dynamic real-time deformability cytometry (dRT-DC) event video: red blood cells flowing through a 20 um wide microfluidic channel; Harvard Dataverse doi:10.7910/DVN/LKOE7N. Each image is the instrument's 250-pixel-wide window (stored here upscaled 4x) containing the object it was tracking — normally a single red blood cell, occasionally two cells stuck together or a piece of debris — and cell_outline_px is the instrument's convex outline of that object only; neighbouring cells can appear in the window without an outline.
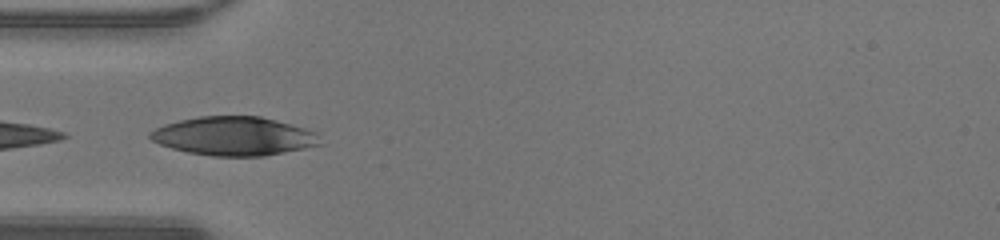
{"species": "human", "species_latin": "Homo sapiens", "temperature_condition": "warm", "stored_images_in_passage": 32, "camera_frame_rate_fps": 3000, "um_per_image_px": 0.085, "donor": {"sex": "male"}, "frame": {"image": 1, "passage_image": 1, "time_ms": 0.0, "image_size_px": [1000, 240], "cell_outline_px": [[324, 144], [264, 156], [212, 156], [188, 152], [172, 148], [160, 144], [152, 140], [148, 136], [148, 132], [164, 124], [180, 120], [200, 116], [260, 116], [292, 124], [316, 132]], "centroid_in_image_um": [19.89, 11.57], "position_along_channel_um": 65.1, "area_um2": 38.38}}
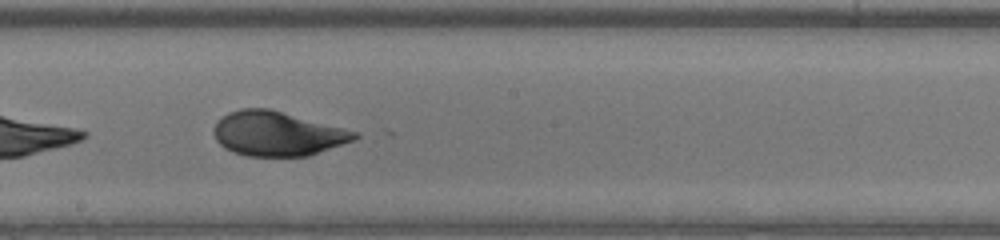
{"frame": {"image": 2, "passage_image": 12, "time_ms": 3.667, "image_size_px": [1000, 240], "cell_outline_px": [[360, 136], [352, 140], [308, 156], [248, 156], [232, 152], [224, 148], [216, 140], [212, 132], [216, 120], [228, 112], [240, 108], [268, 108], [360, 132]], "centroid_in_image_um": [23.52, 11.35], "position_along_channel_um": 224.7, "area_um2": 36.53}}
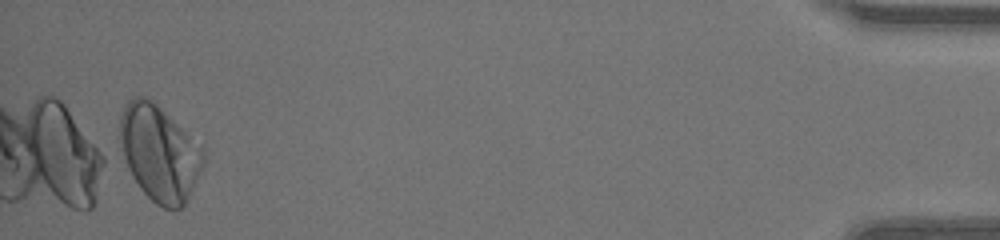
{"frame": {"image": 3, "passage_image": 32, "time_ms": 10.333, "image_size_px": [1000, 240], "cell_outline_px": [[204, 164], [188, 200], [176, 212], [164, 208], [156, 204], [140, 188], [132, 176], [120, 156], [120, 116], [124, 104], [128, 100], [136, 96], [144, 96], [152, 100], [204, 148]], "centroid_in_image_um": [13.53, 13.03], "position_along_channel_um": 421.7, "area_um2": 46.99}, "authors_computed_cell_mechanics": {"area_um2": 37.3677, "velocity_mm_per_s": 4.3211, "shape_relaxation_time_tau1_ms": 3.5449, "shape_relaxation_time_tau2_ms": 0.7751, "deformation_change_tau1": 0.1386, "deformation_change_tau2": 0.0473}}